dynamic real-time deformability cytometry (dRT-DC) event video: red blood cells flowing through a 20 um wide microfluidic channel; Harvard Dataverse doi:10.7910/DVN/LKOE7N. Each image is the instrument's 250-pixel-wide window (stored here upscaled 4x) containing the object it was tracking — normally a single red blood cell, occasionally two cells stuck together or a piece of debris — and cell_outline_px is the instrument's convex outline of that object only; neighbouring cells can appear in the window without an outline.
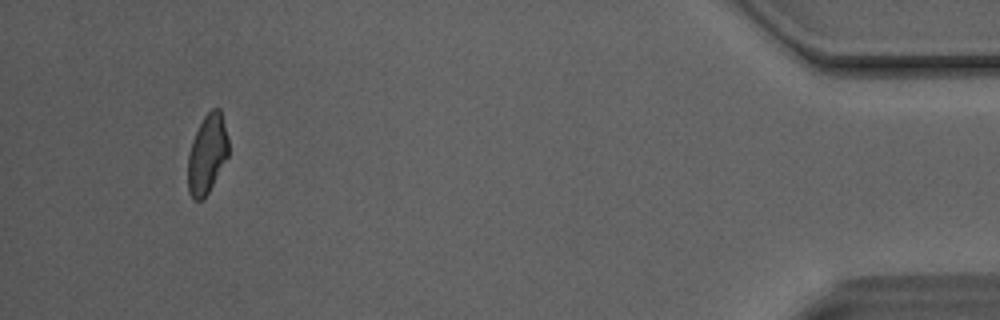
{"species": "Egyptian fruit bat (a non-hibernating species)", "species_latin": "Rousettus aegyptiacus", "temperature_condition": "room temperature", "stored_images_in_passage": 40, "camera_frame_rate_fps": 3000, "um_per_image_px": 0.085, "animal": {"sex": "male"}, "frame": {"image": 1, "passage_image": 40, "time_ms": 13.0, "image_size_px": [1000, 320], "cell_outline_px": [[228, 156], [208, 192], [200, 200], [192, 200], [188, 192], [188, 156], [192, 140], [204, 116], [212, 108], [220, 108], [228, 140]], "centroid_in_image_um": [17.59, 13.1], "position_along_channel_um": 417.6, "area_um2": 18.44}, "authors_computed_cell_mechanics": {"area_um2": 19.9121, "velocity_mm_per_s": 4.1344, "shape_relaxation_time_tau1_ms": null, "shape_relaxation_time_tau2_ms": 2.6318, "deformation_change_tau1": null, "deformation_change_tau2": 0.0976}}